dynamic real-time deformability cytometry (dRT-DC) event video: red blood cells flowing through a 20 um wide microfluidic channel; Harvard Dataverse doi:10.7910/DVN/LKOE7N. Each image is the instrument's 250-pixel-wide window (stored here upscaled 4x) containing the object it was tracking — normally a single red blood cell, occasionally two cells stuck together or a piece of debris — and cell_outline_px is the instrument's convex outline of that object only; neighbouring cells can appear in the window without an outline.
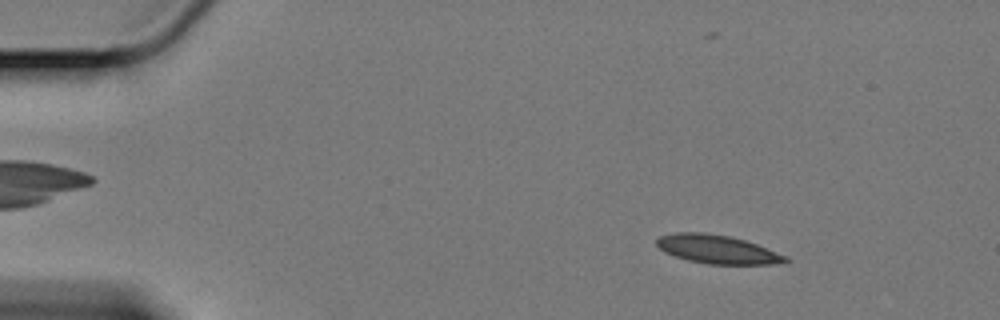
{"species": "Egyptian fruit bat (a non-hibernating species)", "species_latin": "Rousettus aegyptiacus", "temperature_condition": "cold", "stored_images_in_passage": 59, "camera_frame_rate_fps": 3000, "um_per_image_px": 0.085, "animal": {"sex": "female"}, "frame": {"image": 1, "passage_image": 8, "time_ms": 2.333, "image_size_px": [1000, 320], "cell_outline_px": [[788, 260], [772, 264], [708, 264], [688, 260], [664, 252], [656, 244], [656, 240], [660, 236], [676, 232], [704, 232], [728, 236], [744, 240], [756, 244], [788, 256]], "centroid_in_image_um": [60.94, 21.18], "position_along_channel_um": 24.1, "area_um2": 21.21}}
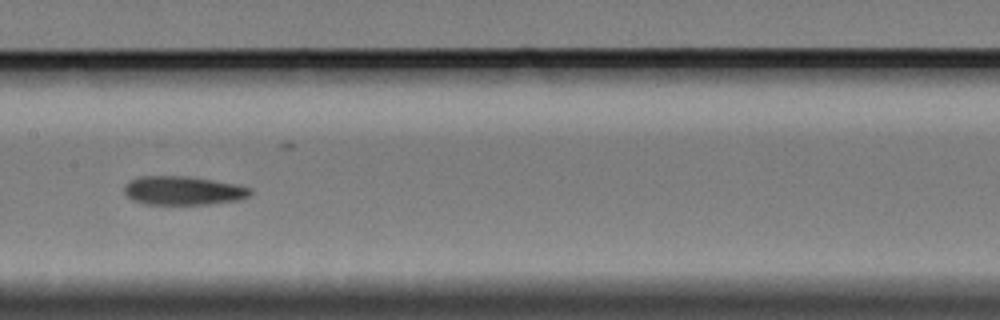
{"frame": {"image": 2, "passage_image": 30, "time_ms": 9.667, "image_size_px": [1000, 320], "cell_outline_px": [[252, 192], [248, 196], [236, 200], [208, 204], [144, 204], [132, 200], [124, 192], [124, 188], [132, 180], [140, 176], [188, 176], [236, 184], [252, 188]], "centroid_in_image_um": [15.57, 16.2], "position_along_channel_um": 191.8, "area_um2": 20.92}}
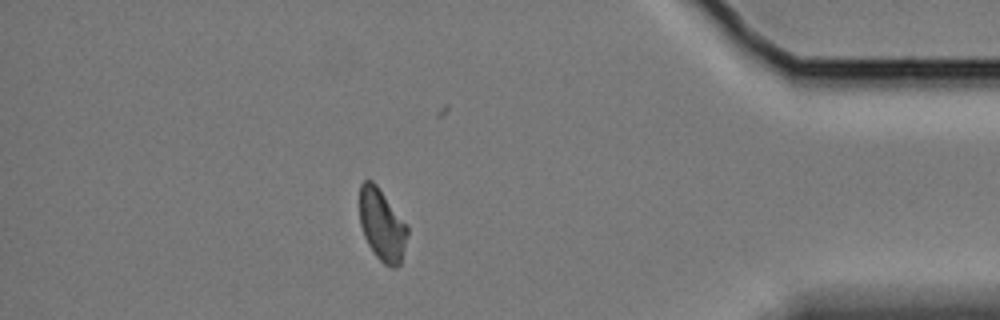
{"frame": {"image": 3, "passage_image": 52, "time_ms": 17.0, "image_size_px": [1000, 320], "cell_outline_px": [[408, 232], [400, 264], [396, 268], [392, 268], [384, 264], [376, 256], [368, 244], [364, 236], [360, 224], [360, 184], [364, 180], [372, 180], [376, 184], [408, 224]], "centroid_in_image_um": [32.48, 19.11], "position_along_channel_um": 402.7, "area_um2": 20.11}, "authors_computed_cell_mechanics": {"area_um2": 21.2126, "velocity_mm_per_s": 3.3717, "shape_relaxation_time_tau1_ms": null, "shape_relaxation_time_tau2_ms": 5.6919, "deformation_change_tau1": null, "deformation_change_tau2": 0.0921}}